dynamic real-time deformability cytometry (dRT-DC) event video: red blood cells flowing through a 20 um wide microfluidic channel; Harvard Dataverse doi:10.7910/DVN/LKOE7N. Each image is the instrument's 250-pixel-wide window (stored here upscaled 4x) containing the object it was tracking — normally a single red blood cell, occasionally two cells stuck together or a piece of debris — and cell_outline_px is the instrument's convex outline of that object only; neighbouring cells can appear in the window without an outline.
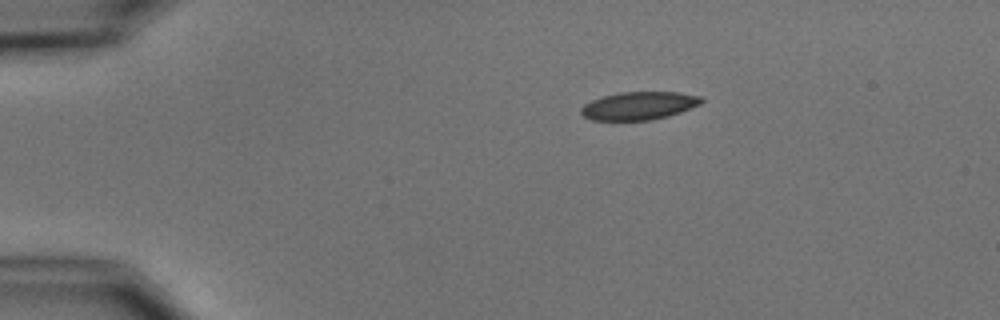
{"species": "common noctule bat (a hibernating species)", "species_latin": "Nyctalus noctula", "temperature_condition": "cold", "stored_images_in_passage": 5, "camera_frame_rate_fps": 3000, "um_per_image_px": 0.085, "animal": {"sex": "male", "body_mass_g": 15.6}, "frame": {"image": 1, "passage_image": 1, "time_ms": 0.0, "image_size_px": [1000, 320], "cell_outline_px": [[704, 100], [700, 104], [680, 112], [668, 116], [652, 120], [592, 120], [584, 116], [580, 112], [580, 108], [584, 104], [592, 100], [604, 96], [620, 92], [680, 92], [700, 96]], "centroid_in_image_um": [54.31, 8.98], "position_along_channel_um": 30.7, "area_um2": 19.59}}
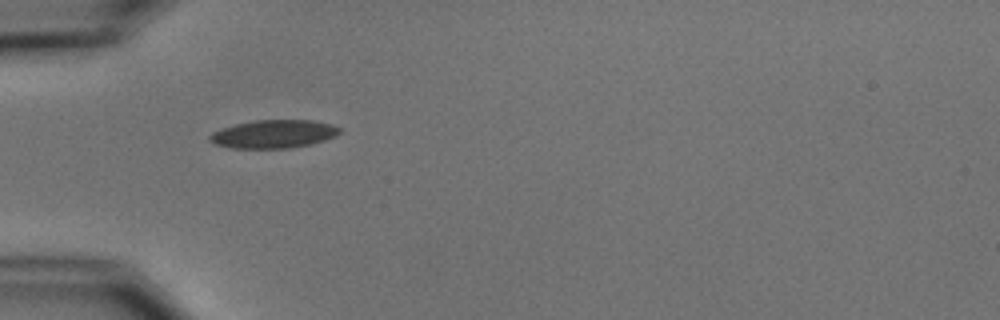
{"frame": {"image": 2, "passage_image": 3, "time_ms": 2.333, "image_size_px": [1000, 320], "cell_outline_px": [[340, 132], [336, 136], [312, 144], [288, 148], [232, 148], [216, 144], [208, 140], [208, 136], [212, 132], [220, 128], [236, 124], [256, 120], [312, 120], [332, 124], [340, 128]], "centroid_in_image_um": [23.25, 11.39], "position_along_channel_um": 61.7, "area_um2": 21.39}}